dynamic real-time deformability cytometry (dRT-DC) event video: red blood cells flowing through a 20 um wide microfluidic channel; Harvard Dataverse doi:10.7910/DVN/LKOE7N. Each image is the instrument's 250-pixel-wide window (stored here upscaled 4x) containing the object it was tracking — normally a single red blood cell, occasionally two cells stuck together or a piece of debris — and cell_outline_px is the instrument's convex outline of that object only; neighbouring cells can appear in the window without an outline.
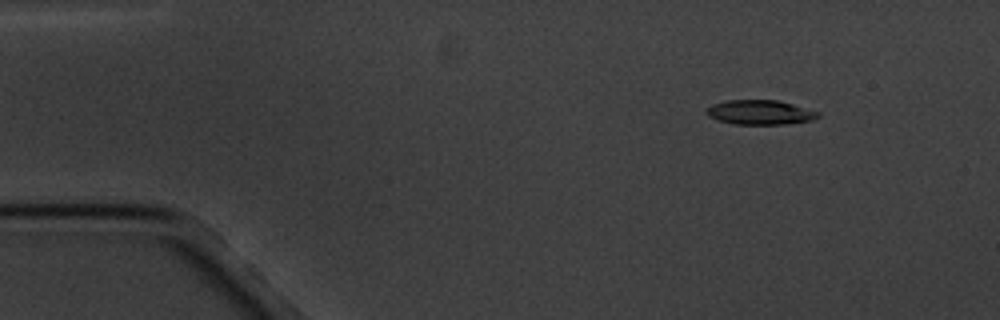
{"species": "common noctule bat (a hibernating species)", "species_latin": "Nyctalus noctula", "temperature_condition": "cold", "stored_images_in_passage": 3, "camera_frame_rate_fps": 3000, "um_per_image_px": 0.085, "animal": {"sex": "male", "body_mass_g": 20.1, "forearm_length_mm": 53.5}, "frame": {"image": 1, "passage_image": 1, "time_ms": 0.0, "image_size_px": [1000, 320], "cell_outline_px": [[820, 116], [812, 120], [784, 124], [732, 124], [716, 120], [708, 116], [704, 112], [704, 108], [712, 104], [728, 100], [776, 100], [792, 104], [820, 112]], "centroid_in_image_um": [64.54, 9.55], "position_along_channel_um": 20.5, "area_um2": 16.07}}
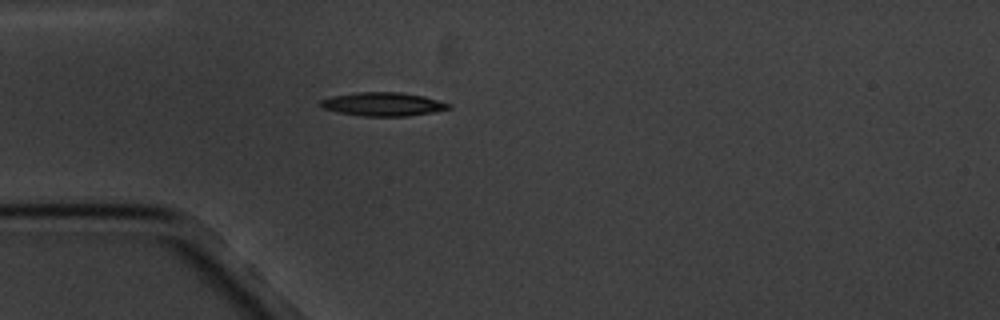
{"frame": {"image": 2, "passage_image": 3, "time_ms": 3.0, "image_size_px": [1000, 320], "cell_outline_px": [[452, 108], [432, 112], [408, 116], [364, 116], [336, 112], [324, 108], [320, 104], [320, 100], [332, 96], [356, 92], [400, 92], [424, 96], [452, 104]], "centroid_in_image_um": [32.57, 8.85], "position_along_channel_um": 52.4, "area_um2": 17.63}}